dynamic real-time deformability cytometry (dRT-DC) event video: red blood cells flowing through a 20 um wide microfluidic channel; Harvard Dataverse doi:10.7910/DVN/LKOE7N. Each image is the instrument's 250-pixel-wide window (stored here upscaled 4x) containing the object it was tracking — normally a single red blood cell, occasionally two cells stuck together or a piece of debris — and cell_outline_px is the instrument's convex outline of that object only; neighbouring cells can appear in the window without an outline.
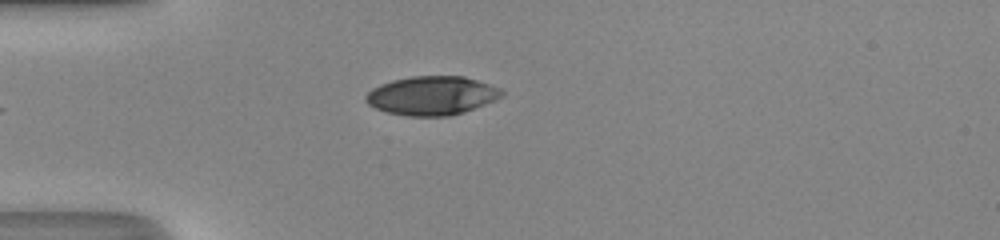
{"species": "human", "species_latin": "Homo sapiens", "temperature_condition": "room temperature", "stored_images_in_passage": 32, "camera_frame_rate_fps": 3000, "um_per_image_px": 0.085, "donor": {"sex": "male"}, "frame": {"image": 1, "passage_image": 1, "time_ms": 0.0, "image_size_px": [1000, 240], "cell_outline_px": [[504, 96], [496, 100], [464, 112], [448, 116], [408, 116], [388, 112], [376, 108], [368, 104], [364, 100], [364, 96], [372, 88], [380, 84], [392, 80], [412, 76], [464, 76], [500, 88], [504, 92]], "centroid_in_image_um": [36.7, 8.12], "position_along_channel_um": 48.3, "area_um2": 30.81}}
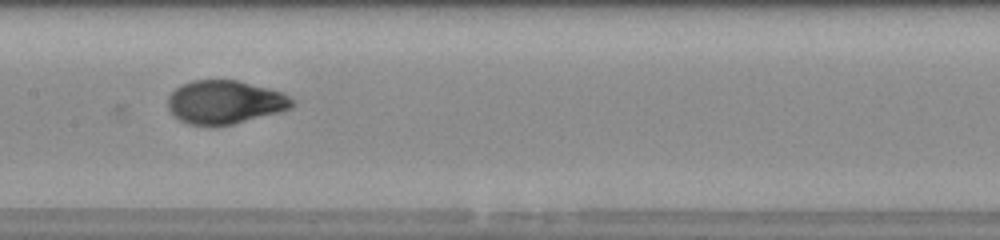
{"frame": {"image": 2, "passage_image": 12, "time_ms": 3.667, "image_size_px": [1000, 240], "cell_outline_px": [[296, 104], [292, 108], [284, 112], [216, 128], [212, 128], [188, 124], [180, 120], [168, 108], [168, 96], [180, 84], [192, 80], [236, 80], [284, 92], [296, 100]], "centroid_in_image_um": [19.17, 8.71], "position_along_channel_um": 188.2, "area_um2": 32.37}}
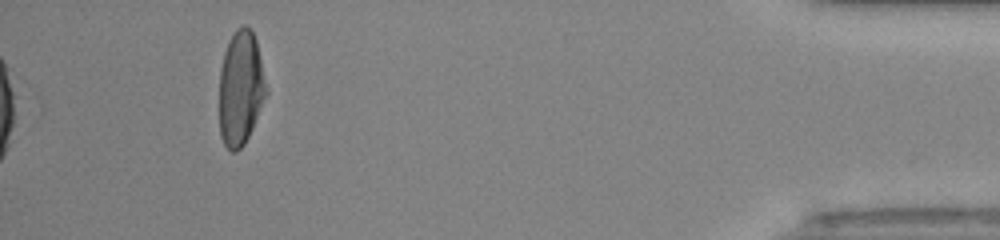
{"frame": {"image": 3, "passage_image": 32, "time_ms": 10.333, "image_size_px": [1000, 240], "cell_outline_px": [[268, 92], [252, 128], [244, 144], [236, 152], [232, 152], [224, 144], [220, 136], [220, 68], [224, 52], [228, 40], [232, 32], [236, 28], [244, 24], [252, 32], [256, 40]], "centroid_in_image_um": [20.45, 7.47], "position_along_channel_um": 414.8, "area_um2": 31.27}, "authors_computed_cell_mechanics": {"area_um2": 32.0501, "velocity_mm_per_s": 4.3543, "shape_relaxation_time_tau1_ms": 3.2991, "shape_relaxation_time_tau2_ms": null, "deformation_change_tau1": 0.1992, "deformation_change_tau2": null}}